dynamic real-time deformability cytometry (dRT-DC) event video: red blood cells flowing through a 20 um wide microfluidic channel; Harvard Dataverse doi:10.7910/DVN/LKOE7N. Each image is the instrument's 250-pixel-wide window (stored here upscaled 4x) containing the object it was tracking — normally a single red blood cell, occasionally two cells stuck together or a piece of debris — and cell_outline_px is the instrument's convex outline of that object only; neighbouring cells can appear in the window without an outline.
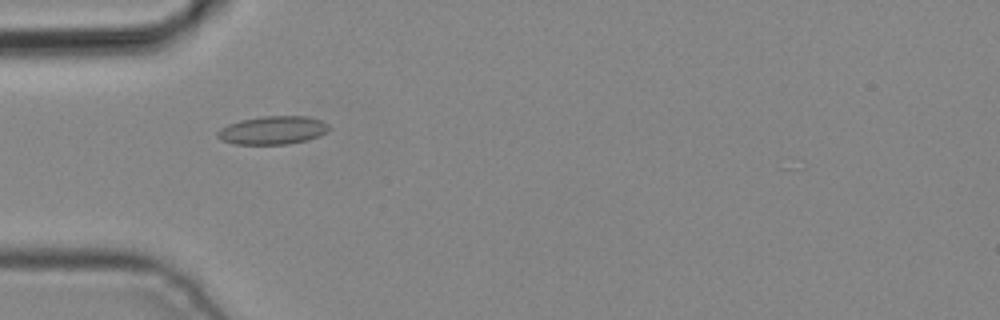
{"species": "common noctule bat (a hibernating species)", "species_latin": "Nyctalus noctula", "temperature_condition": "cold", "stored_images_in_passage": 5, "camera_frame_rate_fps": 3000, "um_per_image_px": 0.085, "animal": {"sex": "male", "body_mass_g": 19.2, "forearm_length_mm": 51.8}, "frame": {"image": 1, "passage_image": 4, "time_ms": 1.0, "image_size_px": [1000, 320], "cell_outline_px": [[332, 128], [328, 132], [320, 136], [308, 140], [288, 144], [232, 144], [220, 140], [216, 136], [216, 132], [220, 128], [228, 124], [240, 120], [264, 116], [304, 116], [320, 120], [328, 124]], "centroid_in_image_um": [23.18, 11.08], "position_along_channel_um": 61.8, "area_um2": 18.61}}
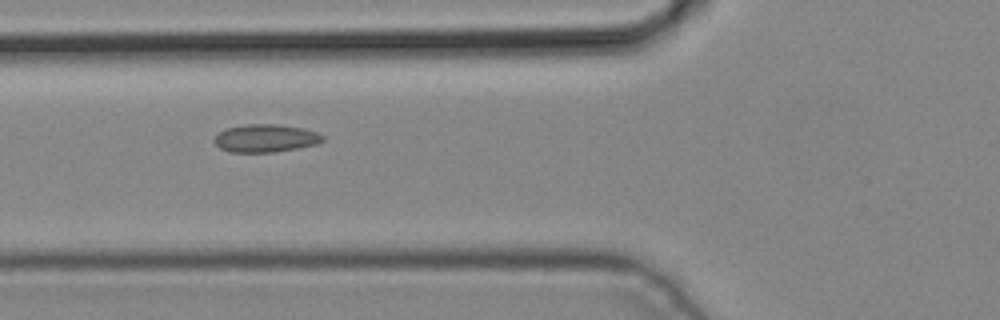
{"frame": {"image": 2, "passage_image": 5, "time_ms": 1.333, "image_size_px": [1000, 320], "cell_outline_px": [[324, 140], [316, 144], [276, 152], [228, 152], [220, 148], [212, 140], [220, 132], [228, 128], [244, 124], [276, 124], [300, 128], [316, 132], [324, 136]], "centroid_in_image_um": [22.55, 11.75], "position_along_channel_um": 103.3, "area_um2": 17.46}}